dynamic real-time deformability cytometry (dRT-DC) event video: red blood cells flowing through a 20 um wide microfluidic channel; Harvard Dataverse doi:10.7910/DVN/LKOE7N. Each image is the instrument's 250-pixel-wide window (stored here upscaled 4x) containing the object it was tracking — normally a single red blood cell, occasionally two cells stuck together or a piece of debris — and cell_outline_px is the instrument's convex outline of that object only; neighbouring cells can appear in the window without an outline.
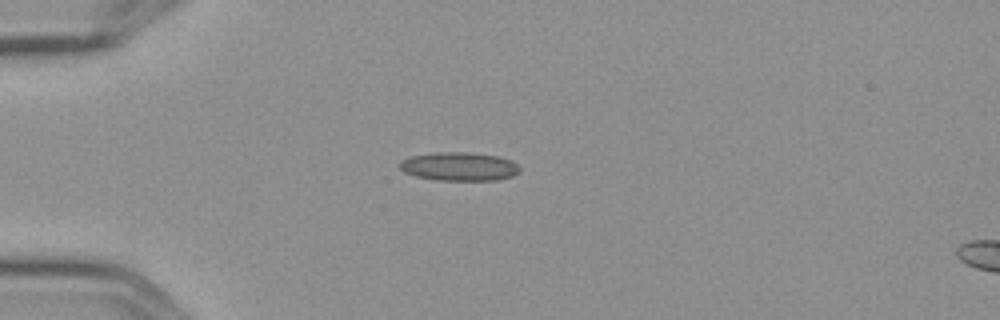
{"species": "Egyptian fruit bat (a non-hibernating species)", "species_latin": "Rousettus aegyptiacus", "temperature_condition": "cold", "stored_images_in_passage": 2, "camera_frame_rate_fps": 3000, "um_per_image_px": 0.085, "frame": {"image": 1, "passage_image": 1, "time_ms": 0.0, "image_size_px": [1000, 320], "cell_outline_px": [[520, 172], [512, 176], [496, 180], [436, 180], [416, 176], [404, 172], [400, 168], [400, 160], [412, 156], [436, 152], [468, 152], [496, 156], [512, 160], [520, 168]], "centroid_in_image_um": [39.04, 14.15], "position_along_channel_um": 46.0, "area_um2": 19.94}}